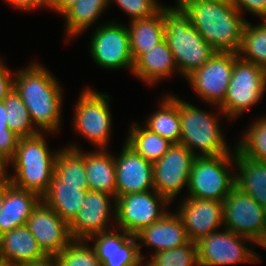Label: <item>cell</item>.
Returning <instances> with one entry per match:
<instances>
[{"label":"cell","instance_id":"484cf974","mask_svg":"<svg viewBox=\"0 0 266 266\" xmlns=\"http://www.w3.org/2000/svg\"><path fill=\"white\" fill-rule=\"evenodd\" d=\"M235 186L266 209V163L243 156L235 148Z\"/></svg>","mask_w":266,"mask_h":266},{"label":"cell","instance_id":"9a60e30c","mask_svg":"<svg viewBox=\"0 0 266 266\" xmlns=\"http://www.w3.org/2000/svg\"><path fill=\"white\" fill-rule=\"evenodd\" d=\"M223 226L254 239L266 227V209L236 186L222 202Z\"/></svg>","mask_w":266,"mask_h":266},{"label":"cell","instance_id":"83f0119b","mask_svg":"<svg viewBox=\"0 0 266 266\" xmlns=\"http://www.w3.org/2000/svg\"><path fill=\"white\" fill-rule=\"evenodd\" d=\"M108 6L109 0H78L66 9L60 15L65 19V41L76 38L92 27Z\"/></svg>","mask_w":266,"mask_h":266},{"label":"cell","instance_id":"8d00e7d4","mask_svg":"<svg viewBox=\"0 0 266 266\" xmlns=\"http://www.w3.org/2000/svg\"><path fill=\"white\" fill-rule=\"evenodd\" d=\"M113 2L129 15L131 21L150 17L164 6L158 0H109V4Z\"/></svg>","mask_w":266,"mask_h":266},{"label":"cell","instance_id":"2e32d148","mask_svg":"<svg viewBox=\"0 0 266 266\" xmlns=\"http://www.w3.org/2000/svg\"><path fill=\"white\" fill-rule=\"evenodd\" d=\"M92 235L93 248L102 266H141L145 258L136 235L115 228ZM119 231V232H118Z\"/></svg>","mask_w":266,"mask_h":266},{"label":"cell","instance_id":"3957f363","mask_svg":"<svg viewBox=\"0 0 266 266\" xmlns=\"http://www.w3.org/2000/svg\"><path fill=\"white\" fill-rule=\"evenodd\" d=\"M47 134L20 138L14 156L8 161L14 174L5 179L14 186L38 194L41 198L47 192L54 173V163L59 150H50Z\"/></svg>","mask_w":266,"mask_h":266},{"label":"cell","instance_id":"ffe728a7","mask_svg":"<svg viewBox=\"0 0 266 266\" xmlns=\"http://www.w3.org/2000/svg\"><path fill=\"white\" fill-rule=\"evenodd\" d=\"M139 250L144 244L154 253L181 247L190 242L182 220L176 212H167L160 220L136 234Z\"/></svg>","mask_w":266,"mask_h":266},{"label":"cell","instance_id":"5b68a950","mask_svg":"<svg viewBox=\"0 0 266 266\" xmlns=\"http://www.w3.org/2000/svg\"><path fill=\"white\" fill-rule=\"evenodd\" d=\"M170 95L179 103L180 144L186 146L196 157L220 156L232 152L217 115L203 111L176 95ZM196 149L200 152H196Z\"/></svg>","mask_w":266,"mask_h":266},{"label":"cell","instance_id":"52a82bcc","mask_svg":"<svg viewBox=\"0 0 266 266\" xmlns=\"http://www.w3.org/2000/svg\"><path fill=\"white\" fill-rule=\"evenodd\" d=\"M266 92V69L245 61L235 53V62L224 101L218 106L221 115L233 121L262 99Z\"/></svg>","mask_w":266,"mask_h":266},{"label":"cell","instance_id":"ba28073f","mask_svg":"<svg viewBox=\"0 0 266 266\" xmlns=\"http://www.w3.org/2000/svg\"><path fill=\"white\" fill-rule=\"evenodd\" d=\"M80 93L73 116L74 130L95 148L108 149L112 127L110 95L90 87Z\"/></svg>","mask_w":266,"mask_h":266},{"label":"cell","instance_id":"c3c4849f","mask_svg":"<svg viewBox=\"0 0 266 266\" xmlns=\"http://www.w3.org/2000/svg\"><path fill=\"white\" fill-rule=\"evenodd\" d=\"M176 1V6H180L185 0H175ZM209 1H217V2H228L230 0H209Z\"/></svg>","mask_w":266,"mask_h":266},{"label":"cell","instance_id":"ac0fdd59","mask_svg":"<svg viewBox=\"0 0 266 266\" xmlns=\"http://www.w3.org/2000/svg\"><path fill=\"white\" fill-rule=\"evenodd\" d=\"M176 213L191 242H197L202 237L223 227V206L221 201L183 197Z\"/></svg>","mask_w":266,"mask_h":266},{"label":"cell","instance_id":"8fae6325","mask_svg":"<svg viewBox=\"0 0 266 266\" xmlns=\"http://www.w3.org/2000/svg\"><path fill=\"white\" fill-rule=\"evenodd\" d=\"M172 204L156 190L126 194L116 198V222L118 229L132 235L160 220Z\"/></svg>","mask_w":266,"mask_h":266},{"label":"cell","instance_id":"1f68e13d","mask_svg":"<svg viewBox=\"0 0 266 266\" xmlns=\"http://www.w3.org/2000/svg\"><path fill=\"white\" fill-rule=\"evenodd\" d=\"M237 54L245 61L266 69V20L257 25L246 21Z\"/></svg>","mask_w":266,"mask_h":266},{"label":"cell","instance_id":"7402d4cb","mask_svg":"<svg viewBox=\"0 0 266 266\" xmlns=\"http://www.w3.org/2000/svg\"><path fill=\"white\" fill-rule=\"evenodd\" d=\"M41 200L38 194L18 188L5 179V197L0 211V235L25 225Z\"/></svg>","mask_w":266,"mask_h":266},{"label":"cell","instance_id":"603a6c76","mask_svg":"<svg viewBox=\"0 0 266 266\" xmlns=\"http://www.w3.org/2000/svg\"><path fill=\"white\" fill-rule=\"evenodd\" d=\"M78 146V147H77ZM67 147L79 150L85 156V172L89 190L107 193L116 197V170L114 155L107 149L85 152L79 145Z\"/></svg>","mask_w":266,"mask_h":266},{"label":"cell","instance_id":"f1b7e54d","mask_svg":"<svg viewBox=\"0 0 266 266\" xmlns=\"http://www.w3.org/2000/svg\"><path fill=\"white\" fill-rule=\"evenodd\" d=\"M143 124L146 128L159 134L173 144H180L181 127L179 103L167 93Z\"/></svg>","mask_w":266,"mask_h":266},{"label":"cell","instance_id":"9c48e42d","mask_svg":"<svg viewBox=\"0 0 266 266\" xmlns=\"http://www.w3.org/2000/svg\"><path fill=\"white\" fill-rule=\"evenodd\" d=\"M246 242L253 243V240L226 228L202 237L196 242L198 266H227L235 263L261 262L260 256L252 250L251 245H245Z\"/></svg>","mask_w":266,"mask_h":266},{"label":"cell","instance_id":"f546056e","mask_svg":"<svg viewBox=\"0 0 266 266\" xmlns=\"http://www.w3.org/2000/svg\"><path fill=\"white\" fill-rule=\"evenodd\" d=\"M125 143L138 155L152 163L159 160L173 145L169 140L137 122L131 124Z\"/></svg>","mask_w":266,"mask_h":266},{"label":"cell","instance_id":"b9f144b4","mask_svg":"<svg viewBox=\"0 0 266 266\" xmlns=\"http://www.w3.org/2000/svg\"><path fill=\"white\" fill-rule=\"evenodd\" d=\"M77 1L78 0H48L46 8L56 11L57 14L61 15L66 9H68Z\"/></svg>","mask_w":266,"mask_h":266},{"label":"cell","instance_id":"d590c367","mask_svg":"<svg viewBox=\"0 0 266 266\" xmlns=\"http://www.w3.org/2000/svg\"><path fill=\"white\" fill-rule=\"evenodd\" d=\"M151 254L144 266H198L195 242L190 241L181 247Z\"/></svg>","mask_w":266,"mask_h":266},{"label":"cell","instance_id":"44dd1931","mask_svg":"<svg viewBox=\"0 0 266 266\" xmlns=\"http://www.w3.org/2000/svg\"><path fill=\"white\" fill-rule=\"evenodd\" d=\"M46 257L26 224L0 235V260L5 266H22Z\"/></svg>","mask_w":266,"mask_h":266},{"label":"cell","instance_id":"7c38bea8","mask_svg":"<svg viewBox=\"0 0 266 266\" xmlns=\"http://www.w3.org/2000/svg\"><path fill=\"white\" fill-rule=\"evenodd\" d=\"M196 156L184 145L173 144L153 163L154 190L171 203L178 194L188 188L189 176Z\"/></svg>","mask_w":266,"mask_h":266},{"label":"cell","instance_id":"60d3db41","mask_svg":"<svg viewBox=\"0 0 266 266\" xmlns=\"http://www.w3.org/2000/svg\"><path fill=\"white\" fill-rule=\"evenodd\" d=\"M48 0H5L8 5L17 8V10L24 11V12H31V10L46 8Z\"/></svg>","mask_w":266,"mask_h":266},{"label":"cell","instance_id":"681fc988","mask_svg":"<svg viewBox=\"0 0 266 266\" xmlns=\"http://www.w3.org/2000/svg\"><path fill=\"white\" fill-rule=\"evenodd\" d=\"M0 266H5L3 263H2V261L0 260Z\"/></svg>","mask_w":266,"mask_h":266},{"label":"cell","instance_id":"d6a6232c","mask_svg":"<svg viewBox=\"0 0 266 266\" xmlns=\"http://www.w3.org/2000/svg\"><path fill=\"white\" fill-rule=\"evenodd\" d=\"M7 111L8 128L18 137H32L41 133L31 120L29 111L20 95L13 88L3 100Z\"/></svg>","mask_w":266,"mask_h":266},{"label":"cell","instance_id":"30bf717a","mask_svg":"<svg viewBox=\"0 0 266 266\" xmlns=\"http://www.w3.org/2000/svg\"><path fill=\"white\" fill-rule=\"evenodd\" d=\"M92 33L89 51L97 66L114 71L127 68L133 72L134 60L127 25L110 20L96 27Z\"/></svg>","mask_w":266,"mask_h":266},{"label":"cell","instance_id":"7bdbcfd3","mask_svg":"<svg viewBox=\"0 0 266 266\" xmlns=\"http://www.w3.org/2000/svg\"><path fill=\"white\" fill-rule=\"evenodd\" d=\"M22 266H59V263L55 257H46L41 261L28 263Z\"/></svg>","mask_w":266,"mask_h":266},{"label":"cell","instance_id":"4fadbf2b","mask_svg":"<svg viewBox=\"0 0 266 266\" xmlns=\"http://www.w3.org/2000/svg\"><path fill=\"white\" fill-rule=\"evenodd\" d=\"M235 62V53L216 52L202 67L195 70L187 80L202 101L215 109L224 101Z\"/></svg>","mask_w":266,"mask_h":266},{"label":"cell","instance_id":"ee69618b","mask_svg":"<svg viewBox=\"0 0 266 266\" xmlns=\"http://www.w3.org/2000/svg\"><path fill=\"white\" fill-rule=\"evenodd\" d=\"M262 247L266 249V227L253 239V246L254 245Z\"/></svg>","mask_w":266,"mask_h":266},{"label":"cell","instance_id":"d4e9b609","mask_svg":"<svg viewBox=\"0 0 266 266\" xmlns=\"http://www.w3.org/2000/svg\"><path fill=\"white\" fill-rule=\"evenodd\" d=\"M89 186H72L62 183L55 173L47 192L41 198L61 219L69 224L83 206L82 198Z\"/></svg>","mask_w":266,"mask_h":266},{"label":"cell","instance_id":"5bb4252c","mask_svg":"<svg viewBox=\"0 0 266 266\" xmlns=\"http://www.w3.org/2000/svg\"><path fill=\"white\" fill-rule=\"evenodd\" d=\"M82 203L83 206L68 224L73 240H88L94 234L113 229L109 228L108 222L109 218L114 217L112 220H116V197L88 190L82 198Z\"/></svg>","mask_w":266,"mask_h":266},{"label":"cell","instance_id":"f35d334b","mask_svg":"<svg viewBox=\"0 0 266 266\" xmlns=\"http://www.w3.org/2000/svg\"><path fill=\"white\" fill-rule=\"evenodd\" d=\"M243 15L244 11L266 20V0H230Z\"/></svg>","mask_w":266,"mask_h":266},{"label":"cell","instance_id":"277c9868","mask_svg":"<svg viewBox=\"0 0 266 266\" xmlns=\"http://www.w3.org/2000/svg\"><path fill=\"white\" fill-rule=\"evenodd\" d=\"M165 40L184 79L202 67L216 51L202 38L180 6H163Z\"/></svg>","mask_w":266,"mask_h":266},{"label":"cell","instance_id":"7a4b0ae2","mask_svg":"<svg viewBox=\"0 0 266 266\" xmlns=\"http://www.w3.org/2000/svg\"><path fill=\"white\" fill-rule=\"evenodd\" d=\"M180 7L216 52H239L247 20L231 1L185 0Z\"/></svg>","mask_w":266,"mask_h":266},{"label":"cell","instance_id":"6da1fadb","mask_svg":"<svg viewBox=\"0 0 266 266\" xmlns=\"http://www.w3.org/2000/svg\"><path fill=\"white\" fill-rule=\"evenodd\" d=\"M31 62L14 73V89L41 133L54 134L62 123L63 89L52 72ZM57 78V79H56Z\"/></svg>","mask_w":266,"mask_h":266},{"label":"cell","instance_id":"74e56055","mask_svg":"<svg viewBox=\"0 0 266 266\" xmlns=\"http://www.w3.org/2000/svg\"><path fill=\"white\" fill-rule=\"evenodd\" d=\"M20 137L8 128L7 123H0V154L9 161L15 154Z\"/></svg>","mask_w":266,"mask_h":266},{"label":"cell","instance_id":"ab89813d","mask_svg":"<svg viewBox=\"0 0 266 266\" xmlns=\"http://www.w3.org/2000/svg\"><path fill=\"white\" fill-rule=\"evenodd\" d=\"M13 73L14 72L5 65L2 57L0 59V101H3L14 88L15 74Z\"/></svg>","mask_w":266,"mask_h":266},{"label":"cell","instance_id":"4316f807","mask_svg":"<svg viewBox=\"0 0 266 266\" xmlns=\"http://www.w3.org/2000/svg\"><path fill=\"white\" fill-rule=\"evenodd\" d=\"M128 26L130 51L135 63L144 53L165 39L163 7L150 17L130 20Z\"/></svg>","mask_w":266,"mask_h":266},{"label":"cell","instance_id":"836d02e7","mask_svg":"<svg viewBox=\"0 0 266 266\" xmlns=\"http://www.w3.org/2000/svg\"><path fill=\"white\" fill-rule=\"evenodd\" d=\"M247 129L234 147L243 156L266 163V116L252 121Z\"/></svg>","mask_w":266,"mask_h":266},{"label":"cell","instance_id":"e0dca14e","mask_svg":"<svg viewBox=\"0 0 266 266\" xmlns=\"http://www.w3.org/2000/svg\"><path fill=\"white\" fill-rule=\"evenodd\" d=\"M26 226L47 257H56L73 240L68 224L42 200L30 214Z\"/></svg>","mask_w":266,"mask_h":266},{"label":"cell","instance_id":"bcb514c9","mask_svg":"<svg viewBox=\"0 0 266 266\" xmlns=\"http://www.w3.org/2000/svg\"><path fill=\"white\" fill-rule=\"evenodd\" d=\"M0 123H7V111L4 101H0Z\"/></svg>","mask_w":266,"mask_h":266},{"label":"cell","instance_id":"d6986e66","mask_svg":"<svg viewBox=\"0 0 266 266\" xmlns=\"http://www.w3.org/2000/svg\"><path fill=\"white\" fill-rule=\"evenodd\" d=\"M115 159L116 198L154 190L153 163L138 155L125 142Z\"/></svg>","mask_w":266,"mask_h":266},{"label":"cell","instance_id":"f6af8a7d","mask_svg":"<svg viewBox=\"0 0 266 266\" xmlns=\"http://www.w3.org/2000/svg\"><path fill=\"white\" fill-rule=\"evenodd\" d=\"M8 161L0 154V178H4L8 172Z\"/></svg>","mask_w":266,"mask_h":266},{"label":"cell","instance_id":"cb8c5ba5","mask_svg":"<svg viewBox=\"0 0 266 266\" xmlns=\"http://www.w3.org/2000/svg\"><path fill=\"white\" fill-rule=\"evenodd\" d=\"M179 73L173 54L164 39L154 48L144 53L135 63L133 74L148 85L168 79L170 75Z\"/></svg>","mask_w":266,"mask_h":266},{"label":"cell","instance_id":"7dc6e473","mask_svg":"<svg viewBox=\"0 0 266 266\" xmlns=\"http://www.w3.org/2000/svg\"><path fill=\"white\" fill-rule=\"evenodd\" d=\"M5 197V178L0 179V211Z\"/></svg>","mask_w":266,"mask_h":266},{"label":"cell","instance_id":"e575fe53","mask_svg":"<svg viewBox=\"0 0 266 266\" xmlns=\"http://www.w3.org/2000/svg\"><path fill=\"white\" fill-rule=\"evenodd\" d=\"M55 258L59 266H102L88 240H72Z\"/></svg>","mask_w":266,"mask_h":266},{"label":"cell","instance_id":"8992f818","mask_svg":"<svg viewBox=\"0 0 266 266\" xmlns=\"http://www.w3.org/2000/svg\"><path fill=\"white\" fill-rule=\"evenodd\" d=\"M220 156L196 157L189 176L187 197L223 202L235 186V148Z\"/></svg>","mask_w":266,"mask_h":266},{"label":"cell","instance_id":"4dcf8cb0","mask_svg":"<svg viewBox=\"0 0 266 266\" xmlns=\"http://www.w3.org/2000/svg\"><path fill=\"white\" fill-rule=\"evenodd\" d=\"M54 173L60 177L63 184L89 186L85 172V156L77 149L64 147L58 151Z\"/></svg>","mask_w":266,"mask_h":266}]
</instances>
